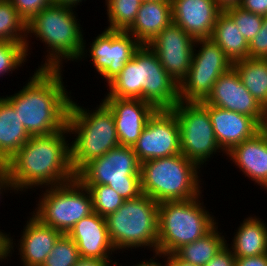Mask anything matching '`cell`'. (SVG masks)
Here are the masks:
<instances>
[{"label": "cell", "instance_id": "cell-1", "mask_svg": "<svg viewBox=\"0 0 267 266\" xmlns=\"http://www.w3.org/2000/svg\"><path fill=\"white\" fill-rule=\"evenodd\" d=\"M69 134L66 126L55 133L32 135L5 163L17 194L65 184L75 178Z\"/></svg>", "mask_w": 267, "mask_h": 266}, {"label": "cell", "instance_id": "cell-2", "mask_svg": "<svg viewBox=\"0 0 267 266\" xmlns=\"http://www.w3.org/2000/svg\"><path fill=\"white\" fill-rule=\"evenodd\" d=\"M62 71L36 68L23 88L4 97L30 136L55 133L67 126L72 96L64 85Z\"/></svg>", "mask_w": 267, "mask_h": 266}, {"label": "cell", "instance_id": "cell-3", "mask_svg": "<svg viewBox=\"0 0 267 266\" xmlns=\"http://www.w3.org/2000/svg\"><path fill=\"white\" fill-rule=\"evenodd\" d=\"M106 87L104 98L141 99L156 110H171L180 101L178 83L147 45L140 46Z\"/></svg>", "mask_w": 267, "mask_h": 266}, {"label": "cell", "instance_id": "cell-4", "mask_svg": "<svg viewBox=\"0 0 267 266\" xmlns=\"http://www.w3.org/2000/svg\"><path fill=\"white\" fill-rule=\"evenodd\" d=\"M77 8L51 4L26 23L25 50L31 55L29 39L35 38L45 45L46 55L38 68L62 69L68 61L78 62L84 46L83 27L75 12ZM74 10V11H73ZM35 36V37H34ZM47 52V53H46ZM65 62V63H64ZM43 63V64H42Z\"/></svg>", "mask_w": 267, "mask_h": 266}, {"label": "cell", "instance_id": "cell-5", "mask_svg": "<svg viewBox=\"0 0 267 266\" xmlns=\"http://www.w3.org/2000/svg\"><path fill=\"white\" fill-rule=\"evenodd\" d=\"M89 109L71 98L67 128L73 136L70 149L75 174L89 161L120 145L112 112L102 102Z\"/></svg>", "mask_w": 267, "mask_h": 266}, {"label": "cell", "instance_id": "cell-6", "mask_svg": "<svg viewBox=\"0 0 267 266\" xmlns=\"http://www.w3.org/2000/svg\"><path fill=\"white\" fill-rule=\"evenodd\" d=\"M201 170L182 153L145 161L140 170L142 194L158 203L194 199L203 191Z\"/></svg>", "mask_w": 267, "mask_h": 266}, {"label": "cell", "instance_id": "cell-7", "mask_svg": "<svg viewBox=\"0 0 267 266\" xmlns=\"http://www.w3.org/2000/svg\"><path fill=\"white\" fill-rule=\"evenodd\" d=\"M203 196L159 203L158 257L174 254L183 245L205 236L218 224L214 214L204 206Z\"/></svg>", "mask_w": 267, "mask_h": 266}, {"label": "cell", "instance_id": "cell-8", "mask_svg": "<svg viewBox=\"0 0 267 266\" xmlns=\"http://www.w3.org/2000/svg\"><path fill=\"white\" fill-rule=\"evenodd\" d=\"M158 205L149 196L125 200L106 219L110 241L116 251L147 248L158 257Z\"/></svg>", "mask_w": 267, "mask_h": 266}, {"label": "cell", "instance_id": "cell-9", "mask_svg": "<svg viewBox=\"0 0 267 266\" xmlns=\"http://www.w3.org/2000/svg\"><path fill=\"white\" fill-rule=\"evenodd\" d=\"M141 163L133 147L118 146L85 164L75 175L83 185H107L124 200L142 195Z\"/></svg>", "mask_w": 267, "mask_h": 266}, {"label": "cell", "instance_id": "cell-10", "mask_svg": "<svg viewBox=\"0 0 267 266\" xmlns=\"http://www.w3.org/2000/svg\"><path fill=\"white\" fill-rule=\"evenodd\" d=\"M43 189L31 213L62 234H68L78 221L94 212L89 190L76 177Z\"/></svg>", "mask_w": 267, "mask_h": 266}, {"label": "cell", "instance_id": "cell-11", "mask_svg": "<svg viewBox=\"0 0 267 266\" xmlns=\"http://www.w3.org/2000/svg\"><path fill=\"white\" fill-rule=\"evenodd\" d=\"M171 110L179 123L181 153L188 160L203 169L215 154L222 152L226 156L216 141L205 101L180 100Z\"/></svg>", "mask_w": 267, "mask_h": 266}, {"label": "cell", "instance_id": "cell-12", "mask_svg": "<svg viewBox=\"0 0 267 266\" xmlns=\"http://www.w3.org/2000/svg\"><path fill=\"white\" fill-rule=\"evenodd\" d=\"M232 67V61L211 38L197 39L191 66L179 84V99L186 102L205 101L217 79Z\"/></svg>", "mask_w": 267, "mask_h": 266}, {"label": "cell", "instance_id": "cell-13", "mask_svg": "<svg viewBox=\"0 0 267 266\" xmlns=\"http://www.w3.org/2000/svg\"><path fill=\"white\" fill-rule=\"evenodd\" d=\"M92 40V43L88 42L89 46L84 40L83 50L78 61L82 62V60L90 58L94 70L107 85L120 74L125 64L141 46L129 32L106 28Z\"/></svg>", "mask_w": 267, "mask_h": 266}, {"label": "cell", "instance_id": "cell-14", "mask_svg": "<svg viewBox=\"0 0 267 266\" xmlns=\"http://www.w3.org/2000/svg\"><path fill=\"white\" fill-rule=\"evenodd\" d=\"M133 149L140 163L181 153L179 123L175 113L172 110H156Z\"/></svg>", "mask_w": 267, "mask_h": 266}, {"label": "cell", "instance_id": "cell-15", "mask_svg": "<svg viewBox=\"0 0 267 266\" xmlns=\"http://www.w3.org/2000/svg\"><path fill=\"white\" fill-rule=\"evenodd\" d=\"M195 42L179 25L171 22L147 46L179 85L191 66Z\"/></svg>", "mask_w": 267, "mask_h": 266}, {"label": "cell", "instance_id": "cell-16", "mask_svg": "<svg viewBox=\"0 0 267 266\" xmlns=\"http://www.w3.org/2000/svg\"><path fill=\"white\" fill-rule=\"evenodd\" d=\"M21 237L17 241L8 234V257H12L16 246L20 255L21 265L23 266H42L46 257L52 251L55 242L62 235L57 229L43 224L37 217L30 213Z\"/></svg>", "mask_w": 267, "mask_h": 266}, {"label": "cell", "instance_id": "cell-17", "mask_svg": "<svg viewBox=\"0 0 267 266\" xmlns=\"http://www.w3.org/2000/svg\"><path fill=\"white\" fill-rule=\"evenodd\" d=\"M112 112L120 146L133 147L156 109L141 99L102 98Z\"/></svg>", "mask_w": 267, "mask_h": 266}, {"label": "cell", "instance_id": "cell-18", "mask_svg": "<svg viewBox=\"0 0 267 266\" xmlns=\"http://www.w3.org/2000/svg\"><path fill=\"white\" fill-rule=\"evenodd\" d=\"M205 102L208 105L249 116L259 123L262 120L263 107L246 89L233 67L217 79L212 93Z\"/></svg>", "mask_w": 267, "mask_h": 266}, {"label": "cell", "instance_id": "cell-19", "mask_svg": "<svg viewBox=\"0 0 267 266\" xmlns=\"http://www.w3.org/2000/svg\"><path fill=\"white\" fill-rule=\"evenodd\" d=\"M172 22L194 40L211 38L223 9L215 0H171Z\"/></svg>", "mask_w": 267, "mask_h": 266}, {"label": "cell", "instance_id": "cell-20", "mask_svg": "<svg viewBox=\"0 0 267 266\" xmlns=\"http://www.w3.org/2000/svg\"><path fill=\"white\" fill-rule=\"evenodd\" d=\"M67 235L76 243L81 258L114 260L113 253L118 254L110 241L106 219L96 212L78 221Z\"/></svg>", "mask_w": 267, "mask_h": 266}, {"label": "cell", "instance_id": "cell-21", "mask_svg": "<svg viewBox=\"0 0 267 266\" xmlns=\"http://www.w3.org/2000/svg\"><path fill=\"white\" fill-rule=\"evenodd\" d=\"M208 113L216 141L225 154L259 132L260 123L249 116L213 105H208Z\"/></svg>", "mask_w": 267, "mask_h": 266}, {"label": "cell", "instance_id": "cell-22", "mask_svg": "<svg viewBox=\"0 0 267 266\" xmlns=\"http://www.w3.org/2000/svg\"><path fill=\"white\" fill-rule=\"evenodd\" d=\"M245 177L267 191V140L258 132L226 154Z\"/></svg>", "mask_w": 267, "mask_h": 266}, {"label": "cell", "instance_id": "cell-23", "mask_svg": "<svg viewBox=\"0 0 267 266\" xmlns=\"http://www.w3.org/2000/svg\"><path fill=\"white\" fill-rule=\"evenodd\" d=\"M171 22V2H142L135 21L127 32L133 35L141 45H147Z\"/></svg>", "mask_w": 267, "mask_h": 266}, {"label": "cell", "instance_id": "cell-24", "mask_svg": "<svg viewBox=\"0 0 267 266\" xmlns=\"http://www.w3.org/2000/svg\"><path fill=\"white\" fill-rule=\"evenodd\" d=\"M256 215L240 222L233 233L231 244L227 243L235 257L258 256L267 253V223ZM231 245V246H230Z\"/></svg>", "mask_w": 267, "mask_h": 266}, {"label": "cell", "instance_id": "cell-25", "mask_svg": "<svg viewBox=\"0 0 267 266\" xmlns=\"http://www.w3.org/2000/svg\"><path fill=\"white\" fill-rule=\"evenodd\" d=\"M30 137L14 107L0 95V164H5Z\"/></svg>", "mask_w": 267, "mask_h": 266}, {"label": "cell", "instance_id": "cell-26", "mask_svg": "<svg viewBox=\"0 0 267 266\" xmlns=\"http://www.w3.org/2000/svg\"><path fill=\"white\" fill-rule=\"evenodd\" d=\"M211 39L232 63L248 58L249 43L224 11L217 17Z\"/></svg>", "mask_w": 267, "mask_h": 266}, {"label": "cell", "instance_id": "cell-27", "mask_svg": "<svg viewBox=\"0 0 267 266\" xmlns=\"http://www.w3.org/2000/svg\"><path fill=\"white\" fill-rule=\"evenodd\" d=\"M217 224L200 239L183 245L175 254L183 261L195 266H205L226 244L227 239Z\"/></svg>", "mask_w": 267, "mask_h": 266}, {"label": "cell", "instance_id": "cell-28", "mask_svg": "<svg viewBox=\"0 0 267 266\" xmlns=\"http://www.w3.org/2000/svg\"><path fill=\"white\" fill-rule=\"evenodd\" d=\"M246 89L264 108L267 106V59L246 58L233 63Z\"/></svg>", "mask_w": 267, "mask_h": 266}, {"label": "cell", "instance_id": "cell-29", "mask_svg": "<svg viewBox=\"0 0 267 266\" xmlns=\"http://www.w3.org/2000/svg\"><path fill=\"white\" fill-rule=\"evenodd\" d=\"M141 0H105L108 26L106 29L127 31L135 21Z\"/></svg>", "mask_w": 267, "mask_h": 266}, {"label": "cell", "instance_id": "cell-30", "mask_svg": "<svg viewBox=\"0 0 267 266\" xmlns=\"http://www.w3.org/2000/svg\"><path fill=\"white\" fill-rule=\"evenodd\" d=\"M0 40L26 42V22L19 16L10 0H0Z\"/></svg>", "mask_w": 267, "mask_h": 266}, {"label": "cell", "instance_id": "cell-31", "mask_svg": "<svg viewBox=\"0 0 267 266\" xmlns=\"http://www.w3.org/2000/svg\"><path fill=\"white\" fill-rule=\"evenodd\" d=\"M84 186H86L91 194L93 211L104 218L118 210L125 201L107 185Z\"/></svg>", "mask_w": 267, "mask_h": 266}, {"label": "cell", "instance_id": "cell-32", "mask_svg": "<svg viewBox=\"0 0 267 266\" xmlns=\"http://www.w3.org/2000/svg\"><path fill=\"white\" fill-rule=\"evenodd\" d=\"M80 258L76 243L62 234L42 266H74Z\"/></svg>", "mask_w": 267, "mask_h": 266}, {"label": "cell", "instance_id": "cell-33", "mask_svg": "<svg viewBox=\"0 0 267 266\" xmlns=\"http://www.w3.org/2000/svg\"><path fill=\"white\" fill-rule=\"evenodd\" d=\"M223 11L234 21L248 43L253 40L262 27L263 16L246 11L238 5L225 8Z\"/></svg>", "mask_w": 267, "mask_h": 266}, {"label": "cell", "instance_id": "cell-34", "mask_svg": "<svg viewBox=\"0 0 267 266\" xmlns=\"http://www.w3.org/2000/svg\"><path fill=\"white\" fill-rule=\"evenodd\" d=\"M25 43H16L0 40V77L10 75L19 70L27 62ZM25 62V63H24Z\"/></svg>", "mask_w": 267, "mask_h": 266}, {"label": "cell", "instance_id": "cell-35", "mask_svg": "<svg viewBox=\"0 0 267 266\" xmlns=\"http://www.w3.org/2000/svg\"><path fill=\"white\" fill-rule=\"evenodd\" d=\"M19 16L28 23L38 12L53 4L52 0H10Z\"/></svg>", "mask_w": 267, "mask_h": 266}, {"label": "cell", "instance_id": "cell-36", "mask_svg": "<svg viewBox=\"0 0 267 266\" xmlns=\"http://www.w3.org/2000/svg\"><path fill=\"white\" fill-rule=\"evenodd\" d=\"M248 57L267 59V15L263 16L260 31L249 43Z\"/></svg>", "mask_w": 267, "mask_h": 266}, {"label": "cell", "instance_id": "cell-37", "mask_svg": "<svg viewBox=\"0 0 267 266\" xmlns=\"http://www.w3.org/2000/svg\"><path fill=\"white\" fill-rule=\"evenodd\" d=\"M205 266H235V256L225 245Z\"/></svg>", "mask_w": 267, "mask_h": 266}, {"label": "cell", "instance_id": "cell-38", "mask_svg": "<svg viewBox=\"0 0 267 266\" xmlns=\"http://www.w3.org/2000/svg\"><path fill=\"white\" fill-rule=\"evenodd\" d=\"M238 6L254 14L267 15V0H241Z\"/></svg>", "mask_w": 267, "mask_h": 266}, {"label": "cell", "instance_id": "cell-39", "mask_svg": "<svg viewBox=\"0 0 267 266\" xmlns=\"http://www.w3.org/2000/svg\"><path fill=\"white\" fill-rule=\"evenodd\" d=\"M10 192H9V191ZM15 193L17 194L14 185L12 183V179L9 175V171L5 164H0V201L4 197V193ZM3 196V197H2Z\"/></svg>", "mask_w": 267, "mask_h": 266}, {"label": "cell", "instance_id": "cell-40", "mask_svg": "<svg viewBox=\"0 0 267 266\" xmlns=\"http://www.w3.org/2000/svg\"><path fill=\"white\" fill-rule=\"evenodd\" d=\"M235 266H267V253L258 256L235 257Z\"/></svg>", "mask_w": 267, "mask_h": 266}, {"label": "cell", "instance_id": "cell-41", "mask_svg": "<svg viewBox=\"0 0 267 266\" xmlns=\"http://www.w3.org/2000/svg\"><path fill=\"white\" fill-rule=\"evenodd\" d=\"M117 260H100L95 258H80L74 266H118Z\"/></svg>", "mask_w": 267, "mask_h": 266}, {"label": "cell", "instance_id": "cell-42", "mask_svg": "<svg viewBox=\"0 0 267 266\" xmlns=\"http://www.w3.org/2000/svg\"><path fill=\"white\" fill-rule=\"evenodd\" d=\"M6 259L7 261L10 259L8 257V234L0 230V261L5 262Z\"/></svg>", "mask_w": 267, "mask_h": 266}, {"label": "cell", "instance_id": "cell-43", "mask_svg": "<svg viewBox=\"0 0 267 266\" xmlns=\"http://www.w3.org/2000/svg\"><path fill=\"white\" fill-rule=\"evenodd\" d=\"M163 261L168 266H195L193 264H190L188 262H185L181 260L175 253L174 254H166L161 256Z\"/></svg>", "mask_w": 267, "mask_h": 266}, {"label": "cell", "instance_id": "cell-44", "mask_svg": "<svg viewBox=\"0 0 267 266\" xmlns=\"http://www.w3.org/2000/svg\"><path fill=\"white\" fill-rule=\"evenodd\" d=\"M157 258H159V259H157ZM160 259H162V258L161 257H157V256H153V257H151L149 259H145L144 261L141 260L140 262H138L136 264L133 263L132 266H162L161 261H157V260H160ZM119 266H122V263L121 264L119 263ZM126 266H128V265H126Z\"/></svg>", "mask_w": 267, "mask_h": 266}, {"label": "cell", "instance_id": "cell-45", "mask_svg": "<svg viewBox=\"0 0 267 266\" xmlns=\"http://www.w3.org/2000/svg\"><path fill=\"white\" fill-rule=\"evenodd\" d=\"M259 126H260L259 132L267 140V106L263 108L262 120H261Z\"/></svg>", "mask_w": 267, "mask_h": 266}, {"label": "cell", "instance_id": "cell-46", "mask_svg": "<svg viewBox=\"0 0 267 266\" xmlns=\"http://www.w3.org/2000/svg\"><path fill=\"white\" fill-rule=\"evenodd\" d=\"M53 4H58V5H66L69 7H74L77 8L78 5H80V3L82 4V1H86V0H52Z\"/></svg>", "mask_w": 267, "mask_h": 266}, {"label": "cell", "instance_id": "cell-47", "mask_svg": "<svg viewBox=\"0 0 267 266\" xmlns=\"http://www.w3.org/2000/svg\"><path fill=\"white\" fill-rule=\"evenodd\" d=\"M215 1L222 9H225L231 6H237L241 2V0H215Z\"/></svg>", "mask_w": 267, "mask_h": 266}, {"label": "cell", "instance_id": "cell-48", "mask_svg": "<svg viewBox=\"0 0 267 266\" xmlns=\"http://www.w3.org/2000/svg\"><path fill=\"white\" fill-rule=\"evenodd\" d=\"M142 2H150V1H161V2H171V0H141Z\"/></svg>", "mask_w": 267, "mask_h": 266}, {"label": "cell", "instance_id": "cell-49", "mask_svg": "<svg viewBox=\"0 0 267 266\" xmlns=\"http://www.w3.org/2000/svg\"><path fill=\"white\" fill-rule=\"evenodd\" d=\"M162 266H168L166 263L163 264V261H162Z\"/></svg>", "mask_w": 267, "mask_h": 266}]
</instances>
